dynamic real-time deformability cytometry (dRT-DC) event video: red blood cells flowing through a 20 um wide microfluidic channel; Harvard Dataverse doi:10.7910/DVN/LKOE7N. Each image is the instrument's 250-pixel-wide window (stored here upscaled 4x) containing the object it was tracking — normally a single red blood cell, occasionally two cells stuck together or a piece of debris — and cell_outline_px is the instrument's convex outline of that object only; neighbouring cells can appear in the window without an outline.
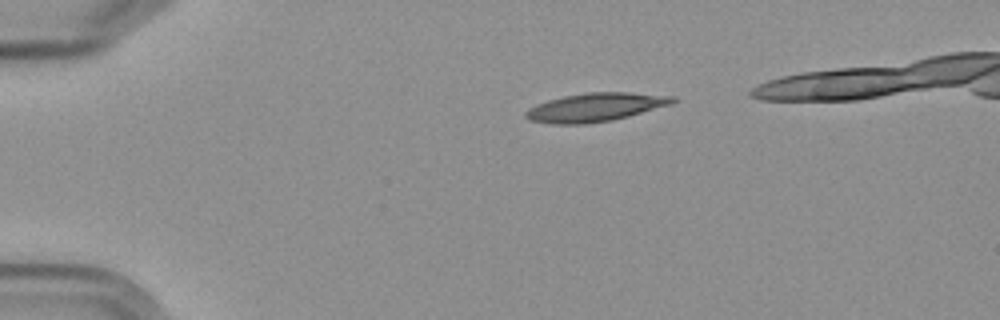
{"species": "Egyptian fruit bat (a non-hibernating species)", "species_latin": "Rousettus aegyptiacus", "temperature_condition": "cold", "stored_images_in_passage": 3, "camera_frame_rate_fps": 3000, "um_per_image_px": 0.085, "frame": {"image": 1, "passage_image": 1, "time_ms": 0.0, "image_size_px": [1000, 320], "cell_outline_px": [[676, 100], [672, 104], [628, 116], [612, 120], [584, 124], [552, 124], [528, 120], [524, 116], [524, 112], [528, 108], [536, 104], [548, 100], [564, 96], [588, 92], [628, 92], [676, 96]], "centroid_in_image_um": [50.58, 9.11], "position_along_channel_um": 34.4, "area_um2": 24.51}}